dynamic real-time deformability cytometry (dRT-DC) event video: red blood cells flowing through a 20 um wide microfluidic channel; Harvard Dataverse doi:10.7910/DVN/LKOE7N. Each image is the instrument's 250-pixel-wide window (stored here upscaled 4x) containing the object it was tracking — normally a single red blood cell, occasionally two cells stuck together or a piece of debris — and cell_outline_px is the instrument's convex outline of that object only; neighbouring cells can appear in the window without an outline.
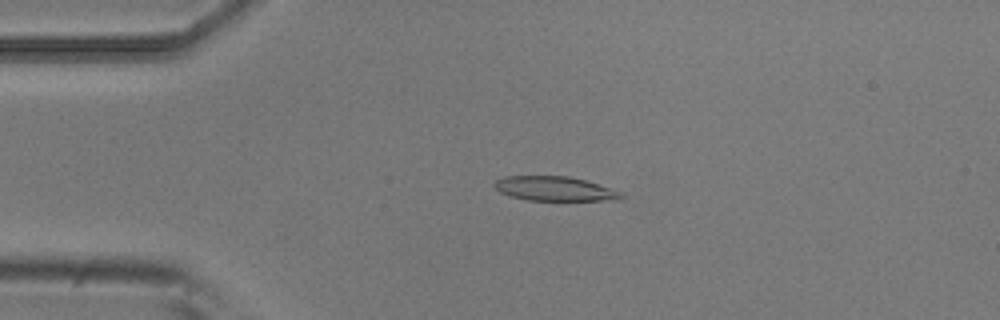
{"species": "common noctule bat (a hibernating species)", "species_latin": "Nyctalus noctula", "temperature_condition": "room temperature", "stored_images_in_passage": 5, "camera_frame_rate_fps": 3000, "um_per_image_px": 0.085, "animal": {"sex": "male", "body_mass_g": 20.5, "forearm_length_mm": 52.5}, "frame": {"image": 1, "passage_image": 4, "time_ms": 1.0, "image_size_px": [1000, 320], "cell_outline_px": [[624, 196], [620, 200], [528, 200], [508, 196], [500, 192], [492, 184], [496, 180], [504, 176], [568, 176], [584, 180], [612, 188], [624, 192]], "centroid_in_image_um": [47.16, 16.04], "position_along_channel_um": 37.8, "area_um2": 18.15}}